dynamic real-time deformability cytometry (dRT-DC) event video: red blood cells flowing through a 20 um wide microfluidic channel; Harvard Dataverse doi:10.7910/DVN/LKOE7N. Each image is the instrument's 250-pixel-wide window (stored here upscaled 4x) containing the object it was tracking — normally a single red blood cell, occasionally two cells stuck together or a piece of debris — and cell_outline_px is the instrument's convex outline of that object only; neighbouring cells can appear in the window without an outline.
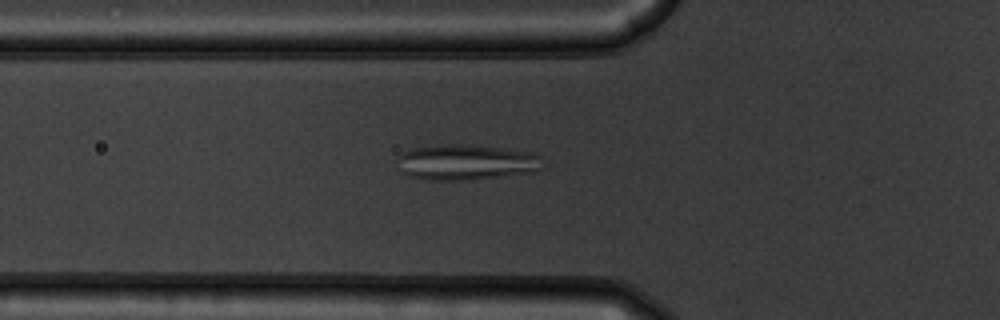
{"species": "common noctule bat (a hibernating species)", "species_latin": "Nyctalus noctula", "temperature_condition": "warm", "stored_images_in_passage": 55, "camera_frame_rate_fps": 3000, "um_per_image_px": 0.085, "animal": {"sex": "male", "body_mass_g": 19.5, "forearm_length_mm": 54.6}, "frame": {"image": 1, "passage_image": 20, "time_ms": 6.333, "image_size_px": [1000, 320], "cell_outline_px": [[540, 156], [536, 172], [472, 180], [424, 180], [408, 176], [400, 172], [396, 160], [404, 152], [412, 148], [448, 144], [460, 144], [500, 148], [532, 152]], "centroid_in_image_um": [39.54, 13.81], "position_along_channel_um": 86.3, "area_um2": 30.06}}
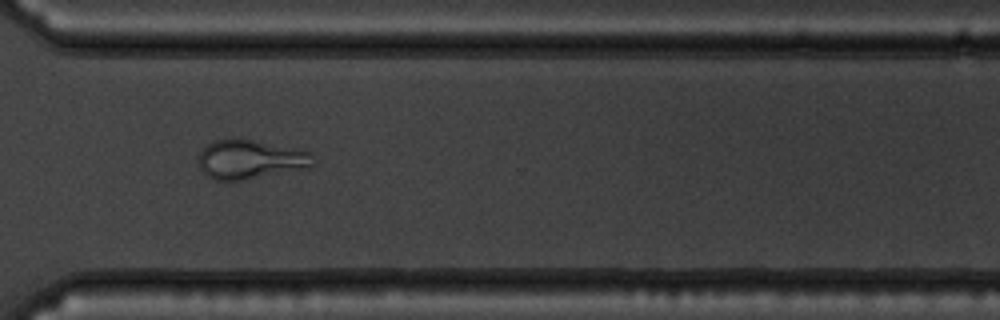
{"frame": {"image": 2, "passage_image": 41, "time_ms": 13.333, "image_size_px": [1000, 320], "cell_outline_px": [[316, 160], [312, 168], [244, 180], [216, 180], [208, 176], [200, 168], [200, 152], [212, 140], [252, 140], [300, 148], [312, 152]], "centroid_in_image_um": [21.4, 13.56], "position_along_channel_um": 349.2, "area_um2": 26.3}}
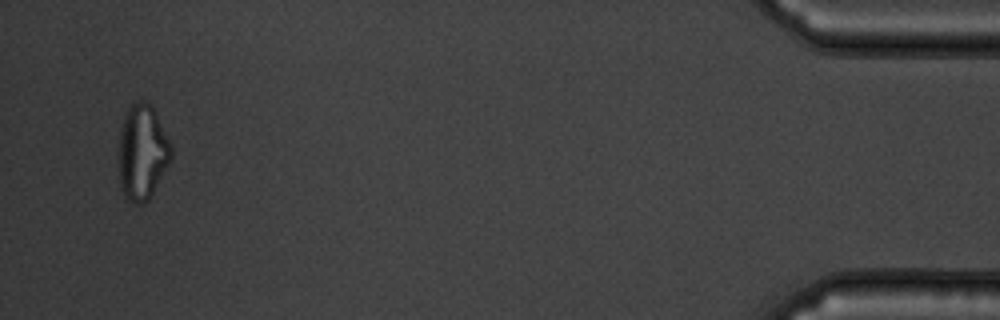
{"frame": {"image": 3, "passage_image": 53, "time_ms": 17.333, "image_size_px": [1000, 320], "cell_outline_px": [[172, 160], [148, 200], [144, 204], [136, 204], [128, 200], [124, 196], [120, 184], [120, 128], [124, 112], [132, 100], [148, 100], [152, 104], [156, 112], [172, 148]], "centroid_in_image_um": [12.1, 12.88], "position_along_channel_um": 423.1, "area_um2": 29.48}}